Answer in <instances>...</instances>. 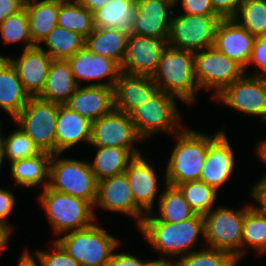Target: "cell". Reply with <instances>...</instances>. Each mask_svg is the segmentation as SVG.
<instances>
[{"label":"cell","mask_w":266,"mask_h":266,"mask_svg":"<svg viewBox=\"0 0 266 266\" xmlns=\"http://www.w3.org/2000/svg\"><path fill=\"white\" fill-rule=\"evenodd\" d=\"M250 64L257 65L260 69L253 72V75L266 76V35L255 38L248 66Z\"/></svg>","instance_id":"b9f144b4"},{"label":"cell","mask_w":266,"mask_h":266,"mask_svg":"<svg viewBox=\"0 0 266 266\" xmlns=\"http://www.w3.org/2000/svg\"><path fill=\"white\" fill-rule=\"evenodd\" d=\"M136 20L132 33L168 40L174 0H136Z\"/></svg>","instance_id":"e0dca14e"},{"label":"cell","mask_w":266,"mask_h":266,"mask_svg":"<svg viewBox=\"0 0 266 266\" xmlns=\"http://www.w3.org/2000/svg\"><path fill=\"white\" fill-rule=\"evenodd\" d=\"M193 250L177 258V266H238V261L226 251L209 247Z\"/></svg>","instance_id":"f35d334b"},{"label":"cell","mask_w":266,"mask_h":266,"mask_svg":"<svg viewBox=\"0 0 266 266\" xmlns=\"http://www.w3.org/2000/svg\"><path fill=\"white\" fill-rule=\"evenodd\" d=\"M140 232L153 249L166 257L185 256L191 253L198 242L199 234L204 237V218L201 214L180 223L159 221L152 212L147 213L139 226Z\"/></svg>","instance_id":"6da1fadb"},{"label":"cell","mask_w":266,"mask_h":266,"mask_svg":"<svg viewBox=\"0 0 266 266\" xmlns=\"http://www.w3.org/2000/svg\"><path fill=\"white\" fill-rule=\"evenodd\" d=\"M48 187L88 201L94 206L98 181L88 162L71 158L61 159L60 153H56L52 154L50 160Z\"/></svg>","instance_id":"8992f818"},{"label":"cell","mask_w":266,"mask_h":266,"mask_svg":"<svg viewBox=\"0 0 266 266\" xmlns=\"http://www.w3.org/2000/svg\"><path fill=\"white\" fill-rule=\"evenodd\" d=\"M180 2V0H174V3ZM184 14L190 15H218L212 5L211 0H181Z\"/></svg>","instance_id":"7bdbcfd3"},{"label":"cell","mask_w":266,"mask_h":266,"mask_svg":"<svg viewBox=\"0 0 266 266\" xmlns=\"http://www.w3.org/2000/svg\"><path fill=\"white\" fill-rule=\"evenodd\" d=\"M57 25L86 38L94 30L93 14L78 0H59Z\"/></svg>","instance_id":"d6a6232c"},{"label":"cell","mask_w":266,"mask_h":266,"mask_svg":"<svg viewBox=\"0 0 266 266\" xmlns=\"http://www.w3.org/2000/svg\"><path fill=\"white\" fill-rule=\"evenodd\" d=\"M145 262L138 257L126 253H113L107 266H144Z\"/></svg>","instance_id":"bcb514c9"},{"label":"cell","mask_w":266,"mask_h":266,"mask_svg":"<svg viewBox=\"0 0 266 266\" xmlns=\"http://www.w3.org/2000/svg\"><path fill=\"white\" fill-rule=\"evenodd\" d=\"M30 253L31 252H29L28 250H25L23 254L20 256L19 258L20 260L18 261L17 266H38L36 261L34 260V257ZM35 256L38 259L37 262H39L40 266H42L40 256L38 255L37 252H35Z\"/></svg>","instance_id":"681fc988"},{"label":"cell","mask_w":266,"mask_h":266,"mask_svg":"<svg viewBox=\"0 0 266 266\" xmlns=\"http://www.w3.org/2000/svg\"><path fill=\"white\" fill-rule=\"evenodd\" d=\"M40 204L58 235L86 228L97 218L90 202L57 192L48 186L41 193Z\"/></svg>","instance_id":"5b68a950"},{"label":"cell","mask_w":266,"mask_h":266,"mask_svg":"<svg viewBox=\"0 0 266 266\" xmlns=\"http://www.w3.org/2000/svg\"><path fill=\"white\" fill-rule=\"evenodd\" d=\"M247 245L262 255L266 252V211L260 206L251 205L245 212L242 242L241 258L244 256L243 246Z\"/></svg>","instance_id":"1f68e13d"},{"label":"cell","mask_w":266,"mask_h":266,"mask_svg":"<svg viewBox=\"0 0 266 266\" xmlns=\"http://www.w3.org/2000/svg\"><path fill=\"white\" fill-rule=\"evenodd\" d=\"M221 19L219 15H174L167 45L193 53L212 47Z\"/></svg>","instance_id":"30bf717a"},{"label":"cell","mask_w":266,"mask_h":266,"mask_svg":"<svg viewBox=\"0 0 266 266\" xmlns=\"http://www.w3.org/2000/svg\"><path fill=\"white\" fill-rule=\"evenodd\" d=\"M30 98L12 63L6 57L0 58V108L14 119Z\"/></svg>","instance_id":"484cf974"},{"label":"cell","mask_w":266,"mask_h":266,"mask_svg":"<svg viewBox=\"0 0 266 266\" xmlns=\"http://www.w3.org/2000/svg\"><path fill=\"white\" fill-rule=\"evenodd\" d=\"M227 85L214 99L248 115L266 119V76H247Z\"/></svg>","instance_id":"7c38bea8"},{"label":"cell","mask_w":266,"mask_h":266,"mask_svg":"<svg viewBox=\"0 0 266 266\" xmlns=\"http://www.w3.org/2000/svg\"><path fill=\"white\" fill-rule=\"evenodd\" d=\"M94 161L90 163L92 172L97 181L122 174L126 171L128 163L141 151L137 148L96 147Z\"/></svg>","instance_id":"f546056e"},{"label":"cell","mask_w":266,"mask_h":266,"mask_svg":"<svg viewBox=\"0 0 266 266\" xmlns=\"http://www.w3.org/2000/svg\"><path fill=\"white\" fill-rule=\"evenodd\" d=\"M167 41L134 33L129 34L121 71L134 76L152 77L157 70Z\"/></svg>","instance_id":"5bb4252c"},{"label":"cell","mask_w":266,"mask_h":266,"mask_svg":"<svg viewBox=\"0 0 266 266\" xmlns=\"http://www.w3.org/2000/svg\"><path fill=\"white\" fill-rule=\"evenodd\" d=\"M0 33L5 44L23 41L26 43L25 49L36 46L30 37L28 14L25 7L18 13L10 15L0 24Z\"/></svg>","instance_id":"ab89813d"},{"label":"cell","mask_w":266,"mask_h":266,"mask_svg":"<svg viewBox=\"0 0 266 266\" xmlns=\"http://www.w3.org/2000/svg\"><path fill=\"white\" fill-rule=\"evenodd\" d=\"M78 86L68 60L53 59L44 89L38 98L59 105H65Z\"/></svg>","instance_id":"d4e9b609"},{"label":"cell","mask_w":266,"mask_h":266,"mask_svg":"<svg viewBox=\"0 0 266 266\" xmlns=\"http://www.w3.org/2000/svg\"><path fill=\"white\" fill-rule=\"evenodd\" d=\"M53 244V252L36 250L40 256L42 266H81L56 240H54Z\"/></svg>","instance_id":"60d3db41"},{"label":"cell","mask_w":266,"mask_h":266,"mask_svg":"<svg viewBox=\"0 0 266 266\" xmlns=\"http://www.w3.org/2000/svg\"><path fill=\"white\" fill-rule=\"evenodd\" d=\"M244 68L214 46L194 52V75L198 89H215L213 98L244 74Z\"/></svg>","instance_id":"8fae6325"},{"label":"cell","mask_w":266,"mask_h":266,"mask_svg":"<svg viewBox=\"0 0 266 266\" xmlns=\"http://www.w3.org/2000/svg\"><path fill=\"white\" fill-rule=\"evenodd\" d=\"M12 229L9 223H0V253L6 248Z\"/></svg>","instance_id":"f907efd6"},{"label":"cell","mask_w":266,"mask_h":266,"mask_svg":"<svg viewBox=\"0 0 266 266\" xmlns=\"http://www.w3.org/2000/svg\"><path fill=\"white\" fill-rule=\"evenodd\" d=\"M81 266H107L119 240L95 223L56 239Z\"/></svg>","instance_id":"277c9868"},{"label":"cell","mask_w":266,"mask_h":266,"mask_svg":"<svg viewBox=\"0 0 266 266\" xmlns=\"http://www.w3.org/2000/svg\"><path fill=\"white\" fill-rule=\"evenodd\" d=\"M158 90L152 77L121 73L113 87L114 109L128 115Z\"/></svg>","instance_id":"7402d4cb"},{"label":"cell","mask_w":266,"mask_h":266,"mask_svg":"<svg viewBox=\"0 0 266 266\" xmlns=\"http://www.w3.org/2000/svg\"><path fill=\"white\" fill-rule=\"evenodd\" d=\"M59 104L31 97L14 118L41 152L56 154V121Z\"/></svg>","instance_id":"9c48e42d"},{"label":"cell","mask_w":266,"mask_h":266,"mask_svg":"<svg viewBox=\"0 0 266 266\" xmlns=\"http://www.w3.org/2000/svg\"><path fill=\"white\" fill-rule=\"evenodd\" d=\"M129 34L117 29L97 28L85 38V46L94 54L108 57L122 66Z\"/></svg>","instance_id":"f1b7e54d"},{"label":"cell","mask_w":266,"mask_h":266,"mask_svg":"<svg viewBox=\"0 0 266 266\" xmlns=\"http://www.w3.org/2000/svg\"><path fill=\"white\" fill-rule=\"evenodd\" d=\"M176 187L196 214L204 215L213 209L218 191L200 180L188 181Z\"/></svg>","instance_id":"8d00e7d4"},{"label":"cell","mask_w":266,"mask_h":266,"mask_svg":"<svg viewBox=\"0 0 266 266\" xmlns=\"http://www.w3.org/2000/svg\"><path fill=\"white\" fill-rule=\"evenodd\" d=\"M136 0H111L93 14L94 27L131 34L136 20Z\"/></svg>","instance_id":"83f0119b"},{"label":"cell","mask_w":266,"mask_h":266,"mask_svg":"<svg viewBox=\"0 0 266 266\" xmlns=\"http://www.w3.org/2000/svg\"><path fill=\"white\" fill-rule=\"evenodd\" d=\"M15 202L13 193L0 188V223H8L6 218L12 212Z\"/></svg>","instance_id":"f6af8a7d"},{"label":"cell","mask_w":266,"mask_h":266,"mask_svg":"<svg viewBox=\"0 0 266 266\" xmlns=\"http://www.w3.org/2000/svg\"><path fill=\"white\" fill-rule=\"evenodd\" d=\"M78 1L92 14H94L97 10L105 6L111 0H78Z\"/></svg>","instance_id":"816d5d0a"},{"label":"cell","mask_w":266,"mask_h":266,"mask_svg":"<svg viewBox=\"0 0 266 266\" xmlns=\"http://www.w3.org/2000/svg\"><path fill=\"white\" fill-rule=\"evenodd\" d=\"M252 198L266 211V181H258L251 191Z\"/></svg>","instance_id":"c3c4849f"},{"label":"cell","mask_w":266,"mask_h":266,"mask_svg":"<svg viewBox=\"0 0 266 266\" xmlns=\"http://www.w3.org/2000/svg\"><path fill=\"white\" fill-rule=\"evenodd\" d=\"M227 138L223 130L212 137L209 136L207 157L201 170L200 181L217 191L231 177L235 169L234 151Z\"/></svg>","instance_id":"ac0fdd59"},{"label":"cell","mask_w":266,"mask_h":266,"mask_svg":"<svg viewBox=\"0 0 266 266\" xmlns=\"http://www.w3.org/2000/svg\"><path fill=\"white\" fill-rule=\"evenodd\" d=\"M226 207L212 209L203 215L204 239L209 248L230 253L237 261L241 259L242 228L245 212Z\"/></svg>","instance_id":"ba28073f"},{"label":"cell","mask_w":266,"mask_h":266,"mask_svg":"<svg viewBox=\"0 0 266 266\" xmlns=\"http://www.w3.org/2000/svg\"><path fill=\"white\" fill-rule=\"evenodd\" d=\"M170 155L165 173V183L176 186L200 180L209 148V136L183 127Z\"/></svg>","instance_id":"3957f363"},{"label":"cell","mask_w":266,"mask_h":266,"mask_svg":"<svg viewBox=\"0 0 266 266\" xmlns=\"http://www.w3.org/2000/svg\"><path fill=\"white\" fill-rule=\"evenodd\" d=\"M65 105L94 122L114 109L113 87L78 86Z\"/></svg>","instance_id":"603a6c76"},{"label":"cell","mask_w":266,"mask_h":266,"mask_svg":"<svg viewBox=\"0 0 266 266\" xmlns=\"http://www.w3.org/2000/svg\"><path fill=\"white\" fill-rule=\"evenodd\" d=\"M152 80L159 90L188 105L196 103L195 92L199 89L194 75V53L167 45Z\"/></svg>","instance_id":"7a4b0ae2"},{"label":"cell","mask_w":266,"mask_h":266,"mask_svg":"<svg viewBox=\"0 0 266 266\" xmlns=\"http://www.w3.org/2000/svg\"><path fill=\"white\" fill-rule=\"evenodd\" d=\"M26 0H0V24L25 7Z\"/></svg>","instance_id":"7dc6e473"},{"label":"cell","mask_w":266,"mask_h":266,"mask_svg":"<svg viewBox=\"0 0 266 266\" xmlns=\"http://www.w3.org/2000/svg\"><path fill=\"white\" fill-rule=\"evenodd\" d=\"M241 2L242 0H211V5L221 18H233Z\"/></svg>","instance_id":"ee69618b"},{"label":"cell","mask_w":266,"mask_h":266,"mask_svg":"<svg viewBox=\"0 0 266 266\" xmlns=\"http://www.w3.org/2000/svg\"><path fill=\"white\" fill-rule=\"evenodd\" d=\"M73 77L77 84L80 86L81 80H94L97 79L98 83L86 84V86H107L114 87L115 82L119 78L121 66L114 60L96 55L91 52L86 46L76 52L72 57L67 59ZM108 79L101 83L100 80Z\"/></svg>","instance_id":"2e32d148"},{"label":"cell","mask_w":266,"mask_h":266,"mask_svg":"<svg viewBox=\"0 0 266 266\" xmlns=\"http://www.w3.org/2000/svg\"><path fill=\"white\" fill-rule=\"evenodd\" d=\"M143 139L138 135L130 115L113 109L109 114L91 123L89 145L95 147L136 148L135 141Z\"/></svg>","instance_id":"4fadbf2b"},{"label":"cell","mask_w":266,"mask_h":266,"mask_svg":"<svg viewBox=\"0 0 266 266\" xmlns=\"http://www.w3.org/2000/svg\"><path fill=\"white\" fill-rule=\"evenodd\" d=\"M256 150L257 156H259V158L266 164V139H262V141L260 140ZM259 181H266V175H264L263 178L261 177V180Z\"/></svg>","instance_id":"f5cc1de1"},{"label":"cell","mask_w":266,"mask_h":266,"mask_svg":"<svg viewBox=\"0 0 266 266\" xmlns=\"http://www.w3.org/2000/svg\"><path fill=\"white\" fill-rule=\"evenodd\" d=\"M254 40L255 37L235 19L222 18L215 30L213 46L222 54L239 63L246 72Z\"/></svg>","instance_id":"d6986e66"},{"label":"cell","mask_w":266,"mask_h":266,"mask_svg":"<svg viewBox=\"0 0 266 266\" xmlns=\"http://www.w3.org/2000/svg\"><path fill=\"white\" fill-rule=\"evenodd\" d=\"M5 158V153H4V149L2 146V143L0 142V169H1V164L3 163V159Z\"/></svg>","instance_id":"11a10c76"},{"label":"cell","mask_w":266,"mask_h":266,"mask_svg":"<svg viewBox=\"0 0 266 266\" xmlns=\"http://www.w3.org/2000/svg\"><path fill=\"white\" fill-rule=\"evenodd\" d=\"M166 189L159 196V221L180 223L196 215L181 191L176 186L165 183Z\"/></svg>","instance_id":"e575fe53"},{"label":"cell","mask_w":266,"mask_h":266,"mask_svg":"<svg viewBox=\"0 0 266 266\" xmlns=\"http://www.w3.org/2000/svg\"><path fill=\"white\" fill-rule=\"evenodd\" d=\"M51 156L50 153L41 152L39 155L11 162L10 172L16 184L32 188L44 182L42 184L45 189L49 184Z\"/></svg>","instance_id":"4dcf8cb0"},{"label":"cell","mask_w":266,"mask_h":266,"mask_svg":"<svg viewBox=\"0 0 266 266\" xmlns=\"http://www.w3.org/2000/svg\"><path fill=\"white\" fill-rule=\"evenodd\" d=\"M128 179L135 203L147 214L153 211L158 191L157 174L151 162L141 155L135 156L124 172Z\"/></svg>","instance_id":"44dd1931"},{"label":"cell","mask_w":266,"mask_h":266,"mask_svg":"<svg viewBox=\"0 0 266 266\" xmlns=\"http://www.w3.org/2000/svg\"><path fill=\"white\" fill-rule=\"evenodd\" d=\"M175 98L158 89L149 100L129 114L143 141L159 131L177 135V131L184 127Z\"/></svg>","instance_id":"52a82bcc"},{"label":"cell","mask_w":266,"mask_h":266,"mask_svg":"<svg viewBox=\"0 0 266 266\" xmlns=\"http://www.w3.org/2000/svg\"><path fill=\"white\" fill-rule=\"evenodd\" d=\"M0 142L9 162L33 157L41 153L33 140L21 129L11 132L6 137L0 134Z\"/></svg>","instance_id":"74e56055"},{"label":"cell","mask_w":266,"mask_h":266,"mask_svg":"<svg viewBox=\"0 0 266 266\" xmlns=\"http://www.w3.org/2000/svg\"><path fill=\"white\" fill-rule=\"evenodd\" d=\"M144 266H177V260L174 262L160 258V260L146 261Z\"/></svg>","instance_id":"db71d44e"},{"label":"cell","mask_w":266,"mask_h":266,"mask_svg":"<svg viewBox=\"0 0 266 266\" xmlns=\"http://www.w3.org/2000/svg\"><path fill=\"white\" fill-rule=\"evenodd\" d=\"M233 19L255 38L266 35V0H242Z\"/></svg>","instance_id":"d590c367"},{"label":"cell","mask_w":266,"mask_h":266,"mask_svg":"<svg viewBox=\"0 0 266 266\" xmlns=\"http://www.w3.org/2000/svg\"><path fill=\"white\" fill-rule=\"evenodd\" d=\"M25 8L28 14L29 32L35 45L57 26L59 0H26Z\"/></svg>","instance_id":"4316f807"},{"label":"cell","mask_w":266,"mask_h":266,"mask_svg":"<svg viewBox=\"0 0 266 266\" xmlns=\"http://www.w3.org/2000/svg\"><path fill=\"white\" fill-rule=\"evenodd\" d=\"M91 123L66 105H59L56 121V153L62 154L82 141L89 144Z\"/></svg>","instance_id":"cb8c5ba5"},{"label":"cell","mask_w":266,"mask_h":266,"mask_svg":"<svg viewBox=\"0 0 266 266\" xmlns=\"http://www.w3.org/2000/svg\"><path fill=\"white\" fill-rule=\"evenodd\" d=\"M46 45L52 59L67 60L85 46V38L79 33L56 26L41 42Z\"/></svg>","instance_id":"836d02e7"},{"label":"cell","mask_w":266,"mask_h":266,"mask_svg":"<svg viewBox=\"0 0 266 266\" xmlns=\"http://www.w3.org/2000/svg\"><path fill=\"white\" fill-rule=\"evenodd\" d=\"M99 206L111 212H120L136 218L139 227L146 213L135 203L125 173L98 181L94 208Z\"/></svg>","instance_id":"9a60e30c"},{"label":"cell","mask_w":266,"mask_h":266,"mask_svg":"<svg viewBox=\"0 0 266 266\" xmlns=\"http://www.w3.org/2000/svg\"><path fill=\"white\" fill-rule=\"evenodd\" d=\"M15 67L23 87L30 97H38L44 89L51 56L44 51L41 45L24 48L21 57L14 59L6 57Z\"/></svg>","instance_id":"ffe728a7"}]
</instances>
